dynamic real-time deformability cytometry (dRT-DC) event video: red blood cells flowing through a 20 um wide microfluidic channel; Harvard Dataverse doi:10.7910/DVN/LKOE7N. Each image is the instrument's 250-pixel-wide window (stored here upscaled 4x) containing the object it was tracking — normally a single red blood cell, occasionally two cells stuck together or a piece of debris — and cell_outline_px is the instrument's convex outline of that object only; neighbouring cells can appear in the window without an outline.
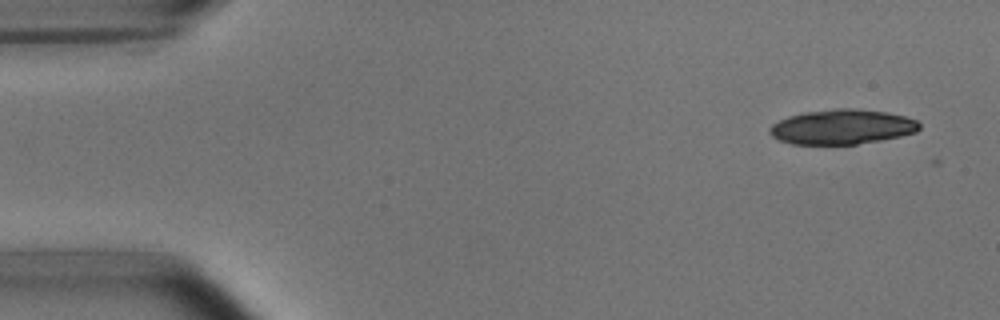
{"species": "common noctule bat (a hibernating species)", "species_latin": "Nyctalus noctula", "temperature_condition": "room temperature", "stored_images_in_passage": 5, "camera_frame_rate_fps": 3000, "um_per_image_px": 0.085, "animal": {"sex": "male", "body_mass_g": 15.6}, "frame": {"image": 1, "passage_image": 1, "time_ms": 0.0, "image_size_px": [1000, 320], "cell_outline_px": [[920, 128], [916, 132], [900, 136], [880, 140], [856, 144], [792, 144], [780, 140], [772, 136], [768, 132], [768, 128], [772, 124], [788, 116], [804, 112], [836, 108], [856, 108], [884, 112], [904, 116], [916, 120], [920, 124]], "centroid_in_image_um": [71.55, 10.78], "position_along_channel_um": 13.4, "area_um2": 30.35}}
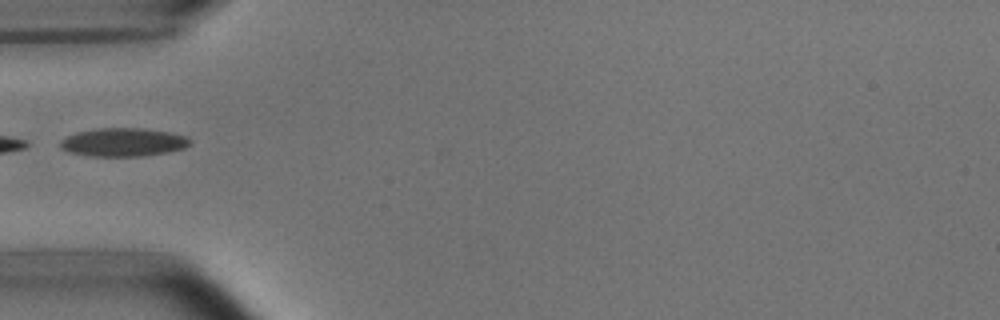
{"frame": {"image": 2, "passage_image": 5, "time_ms": 4.667, "image_size_px": [1000, 320], "cell_outline_px": [[192, 144], [184, 148], [168, 152], [140, 156], [92, 156], [68, 152], [60, 148], [60, 140], [76, 132], [96, 128], [144, 128], [168, 132], [188, 136], [192, 140]], "centroid_in_image_um": [10.5, 12.08], "position_along_channel_um": 74.5, "area_um2": 21.62}}